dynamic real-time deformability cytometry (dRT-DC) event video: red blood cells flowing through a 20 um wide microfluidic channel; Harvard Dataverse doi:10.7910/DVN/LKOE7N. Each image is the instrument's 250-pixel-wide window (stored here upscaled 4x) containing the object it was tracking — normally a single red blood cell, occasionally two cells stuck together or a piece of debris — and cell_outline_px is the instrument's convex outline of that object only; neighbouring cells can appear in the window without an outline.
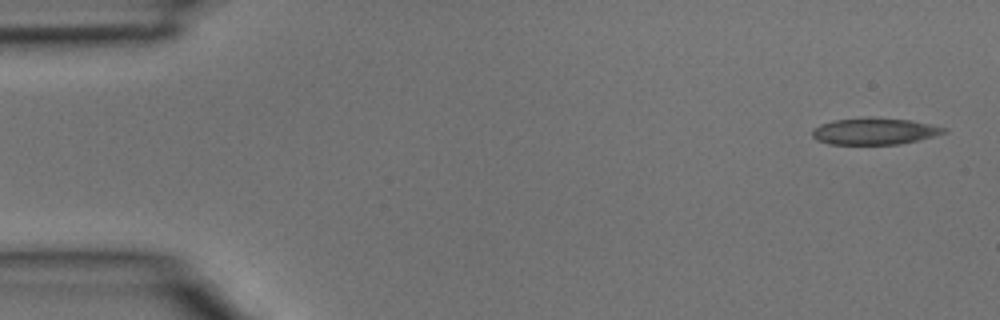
{"species": "common noctule bat (a hibernating species)", "species_latin": "Nyctalus noctula", "temperature_condition": "room temperature", "stored_images_in_passage": 4, "camera_frame_rate_fps": 3000, "um_per_image_px": 0.085, "animal": {"sex": "male", "body_mass_g": 15.6}, "frame": {"image": 1, "passage_image": 1, "time_ms": 0.0, "image_size_px": [1000, 320], "cell_outline_px": [[948, 132], [936, 136], [900, 144], [828, 144], [816, 140], [812, 136], [812, 128], [820, 124], [832, 120], [908, 120], [948, 128]], "centroid_in_image_um": [74.33, 11.21], "position_along_channel_um": 10.7, "area_um2": 19.65}}